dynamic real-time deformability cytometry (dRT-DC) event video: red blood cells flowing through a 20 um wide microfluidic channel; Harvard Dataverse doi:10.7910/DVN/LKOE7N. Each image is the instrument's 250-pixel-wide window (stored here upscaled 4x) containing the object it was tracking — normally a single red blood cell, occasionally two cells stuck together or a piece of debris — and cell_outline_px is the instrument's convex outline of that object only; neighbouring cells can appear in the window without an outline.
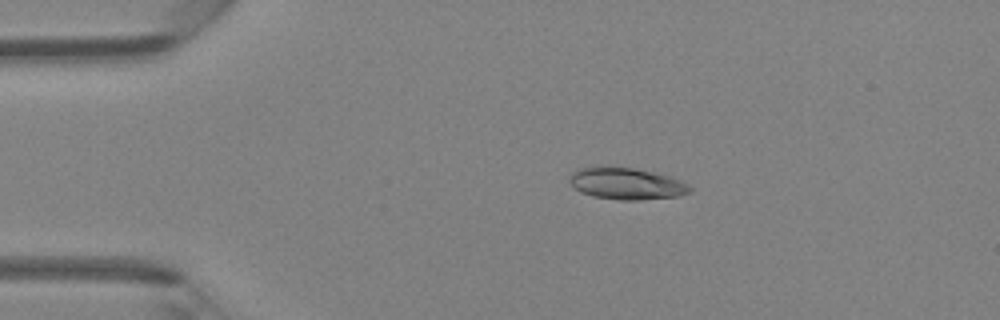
{"species": "Egyptian fruit bat (a non-hibernating species)", "species_latin": "Rousettus aegyptiacus", "temperature_condition": "room temperature", "stored_images_in_passage": 47, "camera_frame_rate_fps": 3000, "um_per_image_px": 0.085, "animal": {"sex": "female"}, "frame": {"image": 1, "passage_image": 9, "time_ms": 2.667, "image_size_px": [1000, 320], "cell_outline_px": [[692, 192], [680, 196], [640, 200], [620, 200], [592, 196], [580, 192], [568, 180], [572, 172], [580, 168], [596, 164], [632, 168], [656, 172], [680, 180], [688, 184], [692, 188]], "centroid_in_image_um": [53.24, 15.59], "position_along_channel_um": 31.8, "area_um2": 22.77}}
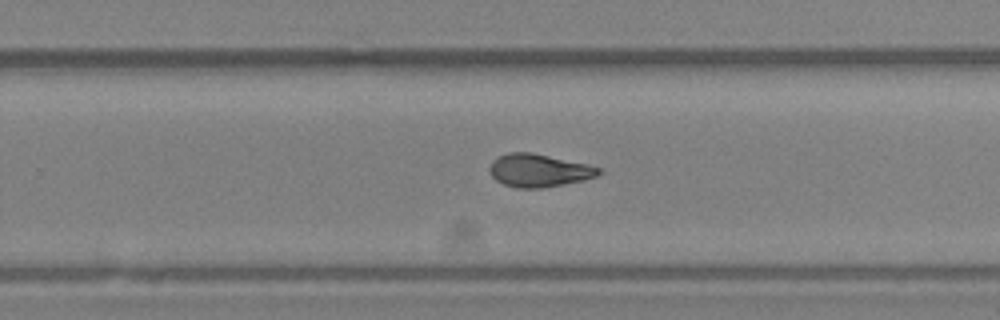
{"frame": {"image": 2, "passage_image": 30, "time_ms": 9.667, "image_size_px": [1000, 320], "cell_outline_px": [[604, 172], [596, 176], [584, 180], [540, 188], [516, 188], [504, 184], [496, 180], [492, 176], [488, 168], [492, 160], [496, 156], [508, 152], [532, 152], [588, 164], [604, 168]], "centroid_in_image_um": [45.81, 14.47], "position_along_channel_um": 284.0, "area_um2": 21.21}}
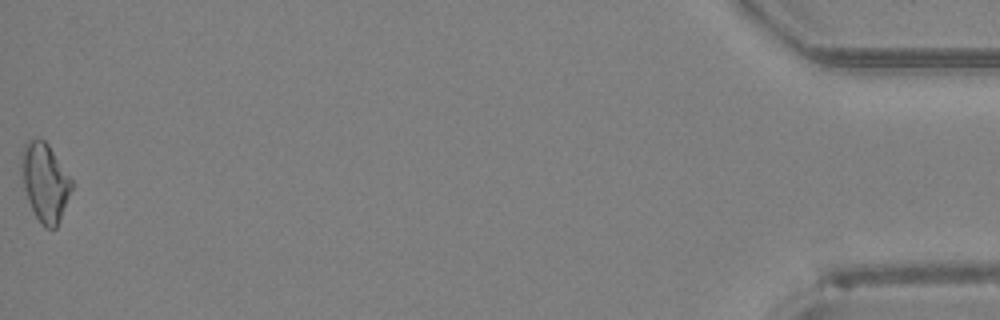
{"frame": {"image": 3, "passage_image": 47, "time_ms": 15.333, "image_size_px": [1000, 320], "cell_outline_px": [[72, 188], [60, 220], [56, 228], [44, 228], [36, 216], [28, 200], [24, 188], [20, 168], [20, 152], [24, 144], [28, 140], [44, 140], [48, 144], [72, 180]], "centroid_in_image_um": [3.79, 15.48], "position_along_channel_um": 431.4, "area_um2": 22.77}, "authors_computed_cell_mechanics": {"area_um2": 21.2126, "velocity_mm_per_s": 4.3084, "shape_relaxation_time_tau1_ms": 5.3211, "shape_relaxation_time_tau2_ms": 1.9624, "deformation_change_tau1": 0.1573, "deformation_change_tau2": 0.0735}}